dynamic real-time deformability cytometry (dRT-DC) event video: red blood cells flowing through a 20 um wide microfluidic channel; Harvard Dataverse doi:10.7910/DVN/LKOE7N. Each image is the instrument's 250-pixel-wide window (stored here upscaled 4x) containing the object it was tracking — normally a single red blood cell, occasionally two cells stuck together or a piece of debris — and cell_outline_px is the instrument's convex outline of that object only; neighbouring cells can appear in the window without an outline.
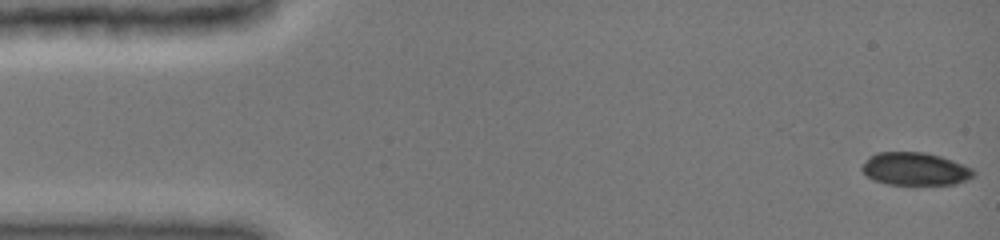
{"species": "common noctule bat (a hibernating species)", "species_latin": "Nyctalus noctula", "temperature_condition": "cold", "stored_images_in_passage": 48, "camera_frame_rate_fps": 3000, "um_per_image_px": 0.085, "animal": {"sex": "female", "body_mass_g": 19.0, "forearm_length_mm": 51.5}, "frame": {"image": 1, "passage_image": 1, "time_ms": 0.0, "image_size_px": [1000, 240], "cell_outline_px": [[976, 176], [968, 180], [956, 184], [888, 184], [876, 180], [868, 176], [860, 168], [868, 156], [876, 152], [924, 152], [940, 156], [964, 164], [972, 168], [976, 172]], "centroid_in_image_um": [77.82, 14.35], "position_along_channel_um": 7.2, "area_um2": 21.44}}
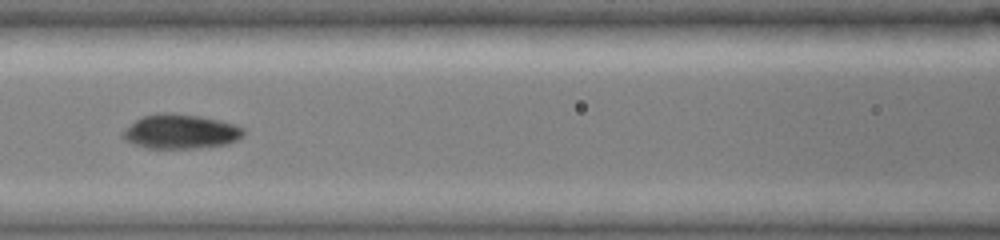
{"frame": {"image": 2, "passage_image": 21, "time_ms": 6.667, "image_size_px": [1000, 240], "cell_outline_px": [[244, 136], [228, 144], [196, 148], [148, 148], [124, 140], [120, 136], [120, 132], [140, 116], [160, 112], [172, 112], [200, 116], [220, 120], [244, 128]], "centroid_in_image_um": [15.31, 11.17], "position_along_channel_um": 151.3, "area_um2": 24.51}}
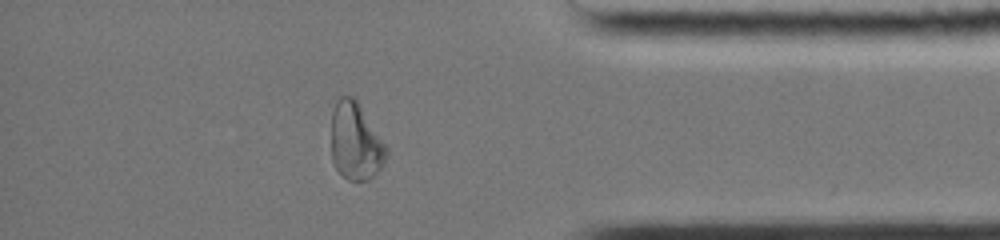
{"frame": {"image": 3, "passage_image": 41, "time_ms": 13.333, "image_size_px": [1000, 240], "cell_outline_px": [[388, 156], [384, 164], [368, 180], [348, 180], [336, 168], [332, 160], [332, 108], [336, 100], [340, 96], [356, 96], [388, 148]], "centroid_in_image_um": [30.24, 11.97], "position_along_channel_um": 405.0, "area_um2": 25.2}, "authors_computed_cell_mechanics": {"area_um2": 23.698, "velocity_mm_per_s": 3.9924, "shape_relaxation_time_tau1_ms": 4.1221, "shape_relaxation_time_tau2_ms": 3.1729, "deformation_change_tau1": 0.2076, "deformation_change_tau2": 0.0477}}